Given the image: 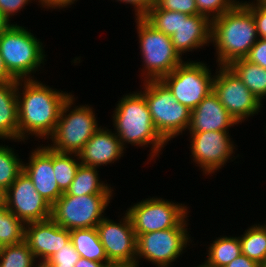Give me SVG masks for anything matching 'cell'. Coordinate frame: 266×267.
<instances>
[{
    "label": "cell",
    "instance_id": "cell-15",
    "mask_svg": "<svg viewBox=\"0 0 266 267\" xmlns=\"http://www.w3.org/2000/svg\"><path fill=\"white\" fill-rule=\"evenodd\" d=\"M191 156L193 161L203 169L205 175L221 169L230 156L234 153L235 146L232 143L229 132H190Z\"/></svg>",
    "mask_w": 266,
    "mask_h": 267
},
{
    "label": "cell",
    "instance_id": "cell-12",
    "mask_svg": "<svg viewBox=\"0 0 266 267\" xmlns=\"http://www.w3.org/2000/svg\"><path fill=\"white\" fill-rule=\"evenodd\" d=\"M214 75L213 92L237 123L258 114L262 103L228 66H219Z\"/></svg>",
    "mask_w": 266,
    "mask_h": 267
},
{
    "label": "cell",
    "instance_id": "cell-2",
    "mask_svg": "<svg viewBox=\"0 0 266 267\" xmlns=\"http://www.w3.org/2000/svg\"><path fill=\"white\" fill-rule=\"evenodd\" d=\"M258 38L252 11L245 2L238 1L230 10L211 20V42L216 46L219 66L245 58Z\"/></svg>",
    "mask_w": 266,
    "mask_h": 267
},
{
    "label": "cell",
    "instance_id": "cell-40",
    "mask_svg": "<svg viewBox=\"0 0 266 267\" xmlns=\"http://www.w3.org/2000/svg\"><path fill=\"white\" fill-rule=\"evenodd\" d=\"M77 0H39L38 2L45 8H63L72 5Z\"/></svg>",
    "mask_w": 266,
    "mask_h": 267
},
{
    "label": "cell",
    "instance_id": "cell-5",
    "mask_svg": "<svg viewBox=\"0 0 266 267\" xmlns=\"http://www.w3.org/2000/svg\"><path fill=\"white\" fill-rule=\"evenodd\" d=\"M143 89L140 93L147 102L153 124L167 142L188 129L191 110L179 103L160 80L145 81Z\"/></svg>",
    "mask_w": 266,
    "mask_h": 267
},
{
    "label": "cell",
    "instance_id": "cell-37",
    "mask_svg": "<svg viewBox=\"0 0 266 267\" xmlns=\"http://www.w3.org/2000/svg\"><path fill=\"white\" fill-rule=\"evenodd\" d=\"M32 0H0V11L9 19Z\"/></svg>",
    "mask_w": 266,
    "mask_h": 267
},
{
    "label": "cell",
    "instance_id": "cell-19",
    "mask_svg": "<svg viewBox=\"0 0 266 267\" xmlns=\"http://www.w3.org/2000/svg\"><path fill=\"white\" fill-rule=\"evenodd\" d=\"M124 149L115 133L109 129L99 128L85 143L76 159L79 158L83 165L98 168L119 160L123 156Z\"/></svg>",
    "mask_w": 266,
    "mask_h": 267
},
{
    "label": "cell",
    "instance_id": "cell-14",
    "mask_svg": "<svg viewBox=\"0 0 266 267\" xmlns=\"http://www.w3.org/2000/svg\"><path fill=\"white\" fill-rule=\"evenodd\" d=\"M96 229L110 263L136 264V234L127 212L119 223L104 217Z\"/></svg>",
    "mask_w": 266,
    "mask_h": 267
},
{
    "label": "cell",
    "instance_id": "cell-36",
    "mask_svg": "<svg viewBox=\"0 0 266 267\" xmlns=\"http://www.w3.org/2000/svg\"><path fill=\"white\" fill-rule=\"evenodd\" d=\"M245 59L266 69V39L258 38Z\"/></svg>",
    "mask_w": 266,
    "mask_h": 267
},
{
    "label": "cell",
    "instance_id": "cell-25",
    "mask_svg": "<svg viewBox=\"0 0 266 267\" xmlns=\"http://www.w3.org/2000/svg\"><path fill=\"white\" fill-rule=\"evenodd\" d=\"M242 254L239 237L222 236L209 246L204 267H224Z\"/></svg>",
    "mask_w": 266,
    "mask_h": 267
},
{
    "label": "cell",
    "instance_id": "cell-42",
    "mask_svg": "<svg viewBox=\"0 0 266 267\" xmlns=\"http://www.w3.org/2000/svg\"><path fill=\"white\" fill-rule=\"evenodd\" d=\"M109 264H105L98 261L88 260L86 258L80 257L78 262L74 265V267H107Z\"/></svg>",
    "mask_w": 266,
    "mask_h": 267
},
{
    "label": "cell",
    "instance_id": "cell-11",
    "mask_svg": "<svg viewBox=\"0 0 266 267\" xmlns=\"http://www.w3.org/2000/svg\"><path fill=\"white\" fill-rule=\"evenodd\" d=\"M188 234L186 227H173L136 235V265L139 267L138 259L144 257L158 267H169L186 249Z\"/></svg>",
    "mask_w": 266,
    "mask_h": 267
},
{
    "label": "cell",
    "instance_id": "cell-7",
    "mask_svg": "<svg viewBox=\"0 0 266 267\" xmlns=\"http://www.w3.org/2000/svg\"><path fill=\"white\" fill-rule=\"evenodd\" d=\"M140 52L144 62L146 80H160L171 73L183 61L174 49L171 36L156 30L143 17H137Z\"/></svg>",
    "mask_w": 266,
    "mask_h": 267
},
{
    "label": "cell",
    "instance_id": "cell-3",
    "mask_svg": "<svg viewBox=\"0 0 266 267\" xmlns=\"http://www.w3.org/2000/svg\"><path fill=\"white\" fill-rule=\"evenodd\" d=\"M114 111L115 134L123 147L128 143L141 147L152 144V160L168 143L156 130L147 102L140 92L123 96Z\"/></svg>",
    "mask_w": 266,
    "mask_h": 267
},
{
    "label": "cell",
    "instance_id": "cell-31",
    "mask_svg": "<svg viewBox=\"0 0 266 267\" xmlns=\"http://www.w3.org/2000/svg\"><path fill=\"white\" fill-rule=\"evenodd\" d=\"M143 18L156 30L171 36L180 26V12L150 9Z\"/></svg>",
    "mask_w": 266,
    "mask_h": 267
},
{
    "label": "cell",
    "instance_id": "cell-46",
    "mask_svg": "<svg viewBox=\"0 0 266 267\" xmlns=\"http://www.w3.org/2000/svg\"><path fill=\"white\" fill-rule=\"evenodd\" d=\"M43 267H60V265H43ZM74 267V266H71Z\"/></svg>",
    "mask_w": 266,
    "mask_h": 267
},
{
    "label": "cell",
    "instance_id": "cell-16",
    "mask_svg": "<svg viewBox=\"0 0 266 267\" xmlns=\"http://www.w3.org/2000/svg\"><path fill=\"white\" fill-rule=\"evenodd\" d=\"M24 241L36 258L44 264L54 253L70 241V230L61 227L51 218L25 224Z\"/></svg>",
    "mask_w": 266,
    "mask_h": 267
},
{
    "label": "cell",
    "instance_id": "cell-35",
    "mask_svg": "<svg viewBox=\"0 0 266 267\" xmlns=\"http://www.w3.org/2000/svg\"><path fill=\"white\" fill-rule=\"evenodd\" d=\"M245 4L252 11L258 37L266 39V0H256V3L245 1Z\"/></svg>",
    "mask_w": 266,
    "mask_h": 267
},
{
    "label": "cell",
    "instance_id": "cell-22",
    "mask_svg": "<svg viewBox=\"0 0 266 267\" xmlns=\"http://www.w3.org/2000/svg\"><path fill=\"white\" fill-rule=\"evenodd\" d=\"M228 67L262 103V99L266 96V69L245 58L234 60Z\"/></svg>",
    "mask_w": 266,
    "mask_h": 267
},
{
    "label": "cell",
    "instance_id": "cell-41",
    "mask_svg": "<svg viewBox=\"0 0 266 267\" xmlns=\"http://www.w3.org/2000/svg\"><path fill=\"white\" fill-rule=\"evenodd\" d=\"M17 82V79L8 71L0 54V83Z\"/></svg>",
    "mask_w": 266,
    "mask_h": 267
},
{
    "label": "cell",
    "instance_id": "cell-32",
    "mask_svg": "<svg viewBox=\"0 0 266 267\" xmlns=\"http://www.w3.org/2000/svg\"><path fill=\"white\" fill-rule=\"evenodd\" d=\"M195 2H196L198 14L206 16L209 20H213L221 16L228 10H230L238 1L236 0H195Z\"/></svg>",
    "mask_w": 266,
    "mask_h": 267
},
{
    "label": "cell",
    "instance_id": "cell-23",
    "mask_svg": "<svg viewBox=\"0 0 266 267\" xmlns=\"http://www.w3.org/2000/svg\"><path fill=\"white\" fill-rule=\"evenodd\" d=\"M70 240L80 257L111 264L101 244L96 227L70 230Z\"/></svg>",
    "mask_w": 266,
    "mask_h": 267
},
{
    "label": "cell",
    "instance_id": "cell-20",
    "mask_svg": "<svg viewBox=\"0 0 266 267\" xmlns=\"http://www.w3.org/2000/svg\"><path fill=\"white\" fill-rule=\"evenodd\" d=\"M171 41L180 56L207 45L211 42V20L200 14L180 13V26L171 35Z\"/></svg>",
    "mask_w": 266,
    "mask_h": 267
},
{
    "label": "cell",
    "instance_id": "cell-9",
    "mask_svg": "<svg viewBox=\"0 0 266 267\" xmlns=\"http://www.w3.org/2000/svg\"><path fill=\"white\" fill-rule=\"evenodd\" d=\"M160 81L179 103L192 111L213 91L214 75L203 62L183 61Z\"/></svg>",
    "mask_w": 266,
    "mask_h": 267
},
{
    "label": "cell",
    "instance_id": "cell-13",
    "mask_svg": "<svg viewBox=\"0 0 266 267\" xmlns=\"http://www.w3.org/2000/svg\"><path fill=\"white\" fill-rule=\"evenodd\" d=\"M4 206L24 224L51 218L52 205L36 191L24 171L4 192Z\"/></svg>",
    "mask_w": 266,
    "mask_h": 267
},
{
    "label": "cell",
    "instance_id": "cell-45",
    "mask_svg": "<svg viewBox=\"0 0 266 267\" xmlns=\"http://www.w3.org/2000/svg\"><path fill=\"white\" fill-rule=\"evenodd\" d=\"M4 205V192L0 190V206Z\"/></svg>",
    "mask_w": 266,
    "mask_h": 267
},
{
    "label": "cell",
    "instance_id": "cell-34",
    "mask_svg": "<svg viewBox=\"0 0 266 267\" xmlns=\"http://www.w3.org/2000/svg\"><path fill=\"white\" fill-rule=\"evenodd\" d=\"M151 9L178 11L188 15L198 14L195 0H156Z\"/></svg>",
    "mask_w": 266,
    "mask_h": 267
},
{
    "label": "cell",
    "instance_id": "cell-29",
    "mask_svg": "<svg viewBox=\"0 0 266 267\" xmlns=\"http://www.w3.org/2000/svg\"><path fill=\"white\" fill-rule=\"evenodd\" d=\"M36 257L23 241L16 245L0 247V267H39L35 263Z\"/></svg>",
    "mask_w": 266,
    "mask_h": 267
},
{
    "label": "cell",
    "instance_id": "cell-33",
    "mask_svg": "<svg viewBox=\"0 0 266 267\" xmlns=\"http://www.w3.org/2000/svg\"><path fill=\"white\" fill-rule=\"evenodd\" d=\"M80 259V254L76 251L70 240L61 249H58L44 264L42 265H60V267L74 266Z\"/></svg>",
    "mask_w": 266,
    "mask_h": 267
},
{
    "label": "cell",
    "instance_id": "cell-47",
    "mask_svg": "<svg viewBox=\"0 0 266 267\" xmlns=\"http://www.w3.org/2000/svg\"><path fill=\"white\" fill-rule=\"evenodd\" d=\"M260 267H266V263L261 264Z\"/></svg>",
    "mask_w": 266,
    "mask_h": 267
},
{
    "label": "cell",
    "instance_id": "cell-17",
    "mask_svg": "<svg viewBox=\"0 0 266 267\" xmlns=\"http://www.w3.org/2000/svg\"><path fill=\"white\" fill-rule=\"evenodd\" d=\"M23 171L29 176L36 191L53 205L63 192L59 189L53 170V149L40 146L31 152Z\"/></svg>",
    "mask_w": 266,
    "mask_h": 267
},
{
    "label": "cell",
    "instance_id": "cell-39",
    "mask_svg": "<svg viewBox=\"0 0 266 267\" xmlns=\"http://www.w3.org/2000/svg\"><path fill=\"white\" fill-rule=\"evenodd\" d=\"M224 267H260V264L241 254Z\"/></svg>",
    "mask_w": 266,
    "mask_h": 267
},
{
    "label": "cell",
    "instance_id": "cell-10",
    "mask_svg": "<svg viewBox=\"0 0 266 267\" xmlns=\"http://www.w3.org/2000/svg\"><path fill=\"white\" fill-rule=\"evenodd\" d=\"M126 212L136 235L173 227H187V207L162 198L145 199Z\"/></svg>",
    "mask_w": 266,
    "mask_h": 267
},
{
    "label": "cell",
    "instance_id": "cell-38",
    "mask_svg": "<svg viewBox=\"0 0 266 267\" xmlns=\"http://www.w3.org/2000/svg\"><path fill=\"white\" fill-rule=\"evenodd\" d=\"M134 6L135 15L143 17L156 3V0H117Z\"/></svg>",
    "mask_w": 266,
    "mask_h": 267
},
{
    "label": "cell",
    "instance_id": "cell-44",
    "mask_svg": "<svg viewBox=\"0 0 266 267\" xmlns=\"http://www.w3.org/2000/svg\"><path fill=\"white\" fill-rule=\"evenodd\" d=\"M107 267H137L136 264L111 263Z\"/></svg>",
    "mask_w": 266,
    "mask_h": 267
},
{
    "label": "cell",
    "instance_id": "cell-28",
    "mask_svg": "<svg viewBox=\"0 0 266 267\" xmlns=\"http://www.w3.org/2000/svg\"><path fill=\"white\" fill-rule=\"evenodd\" d=\"M25 224L4 205L0 206V247L24 241Z\"/></svg>",
    "mask_w": 266,
    "mask_h": 267
},
{
    "label": "cell",
    "instance_id": "cell-27",
    "mask_svg": "<svg viewBox=\"0 0 266 267\" xmlns=\"http://www.w3.org/2000/svg\"><path fill=\"white\" fill-rule=\"evenodd\" d=\"M74 153H60L53 150V170L58 187L62 192H66L75 178L77 169L80 166V160L77 161ZM71 156V157H70ZM74 158V159H73Z\"/></svg>",
    "mask_w": 266,
    "mask_h": 267
},
{
    "label": "cell",
    "instance_id": "cell-26",
    "mask_svg": "<svg viewBox=\"0 0 266 267\" xmlns=\"http://www.w3.org/2000/svg\"><path fill=\"white\" fill-rule=\"evenodd\" d=\"M254 225L245 230L239 240L242 254L261 265L266 263V224Z\"/></svg>",
    "mask_w": 266,
    "mask_h": 267
},
{
    "label": "cell",
    "instance_id": "cell-6",
    "mask_svg": "<svg viewBox=\"0 0 266 267\" xmlns=\"http://www.w3.org/2000/svg\"><path fill=\"white\" fill-rule=\"evenodd\" d=\"M74 99L71 94L62 105L55 131L50 136L53 144L49 147L60 153L78 154L85 143L101 128L98 127L93 107L80 105L69 112Z\"/></svg>",
    "mask_w": 266,
    "mask_h": 267
},
{
    "label": "cell",
    "instance_id": "cell-18",
    "mask_svg": "<svg viewBox=\"0 0 266 267\" xmlns=\"http://www.w3.org/2000/svg\"><path fill=\"white\" fill-rule=\"evenodd\" d=\"M238 124L212 91L191 111L190 132H229V127Z\"/></svg>",
    "mask_w": 266,
    "mask_h": 267
},
{
    "label": "cell",
    "instance_id": "cell-21",
    "mask_svg": "<svg viewBox=\"0 0 266 267\" xmlns=\"http://www.w3.org/2000/svg\"><path fill=\"white\" fill-rule=\"evenodd\" d=\"M19 141L17 82L0 83V139Z\"/></svg>",
    "mask_w": 266,
    "mask_h": 267
},
{
    "label": "cell",
    "instance_id": "cell-1",
    "mask_svg": "<svg viewBox=\"0 0 266 267\" xmlns=\"http://www.w3.org/2000/svg\"><path fill=\"white\" fill-rule=\"evenodd\" d=\"M19 86L23 87L22 93ZM69 96L35 79L17 80L19 140H27L28 135L49 138L55 131L62 105Z\"/></svg>",
    "mask_w": 266,
    "mask_h": 267
},
{
    "label": "cell",
    "instance_id": "cell-8",
    "mask_svg": "<svg viewBox=\"0 0 266 267\" xmlns=\"http://www.w3.org/2000/svg\"><path fill=\"white\" fill-rule=\"evenodd\" d=\"M112 194L73 196L65 192L51 206V219L67 230L96 227Z\"/></svg>",
    "mask_w": 266,
    "mask_h": 267
},
{
    "label": "cell",
    "instance_id": "cell-30",
    "mask_svg": "<svg viewBox=\"0 0 266 267\" xmlns=\"http://www.w3.org/2000/svg\"><path fill=\"white\" fill-rule=\"evenodd\" d=\"M11 147L0 145V190L5 192L23 171V162Z\"/></svg>",
    "mask_w": 266,
    "mask_h": 267
},
{
    "label": "cell",
    "instance_id": "cell-43",
    "mask_svg": "<svg viewBox=\"0 0 266 267\" xmlns=\"http://www.w3.org/2000/svg\"><path fill=\"white\" fill-rule=\"evenodd\" d=\"M10 19H8L1 11H0V35L4 33L12 24H10Z\"/></svg>",
    "mask_w": 266,
    "mask_h": 267
},
{
    "label": "cell",
    "instance_id": "cell-24",
    "mask_svg": "<svg viewBox=\"0 0 266 267\" xmlns=\"http://www.w3.org/2000/svg\"><path fill=\"white\" fill-rule=\"evenodd\" d=\"M98 175L97 167L80 164L75 178L65 193L73 196L112 194L111 187L109 188L108 184L100 182Z\"/></svg>",
    "mask_w": 266,
    "mask_h": 267
},
{
    "label": "cell",
    "instance_id": "cell-4",
    "mask_svg": "<svg viewBox=\"0 0 266 267\" xmlns=\"http://www.w3.org/2000/svg\"><path fill=\"white\" fill-rule=\"evenodd\" d=\"M23 26L12 24L0 35V54L8 71L17 80L33 79L45 54L43 43ZM31 76V77H30Z\"/></svg>",
    "mask_w": 266,
    "mask_h": 267
}]
</instances>
